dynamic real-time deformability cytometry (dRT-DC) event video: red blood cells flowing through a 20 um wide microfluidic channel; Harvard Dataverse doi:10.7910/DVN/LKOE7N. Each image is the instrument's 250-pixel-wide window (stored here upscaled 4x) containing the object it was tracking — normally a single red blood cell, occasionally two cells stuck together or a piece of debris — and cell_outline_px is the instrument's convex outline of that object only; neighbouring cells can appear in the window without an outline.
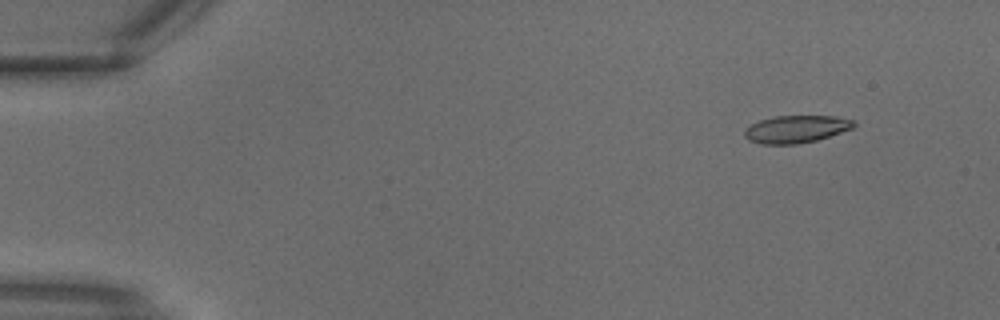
{"species": "common noctule bat (a hibernating species)", "species_latin": "Nyctalus noctula", "temperature_condition": "warm", "stored_images_in_passage": 30, "camera_frame_rate_fps": 3000, "um_per_image_px": 0.085, "animal": {"sex": "male", "body_mass_g": 18.8}, "frame": {"image": 1, "passage_image": 3, "time_ms": 0.667, "image_size_px": [1000, 320], "cell_outline_px": [[856, 124], [852, 128], [816, 140], [796, 144], [760, 144], [748, 140], [744, 136], [744, 132], [752, 124], [760, 120], [776, 116], [836, 116], [852, 120]], "centroid_in_image_um": [67.65, 10.97], "position_along_channel_um": 17.4, "area_um2": 17.22}}
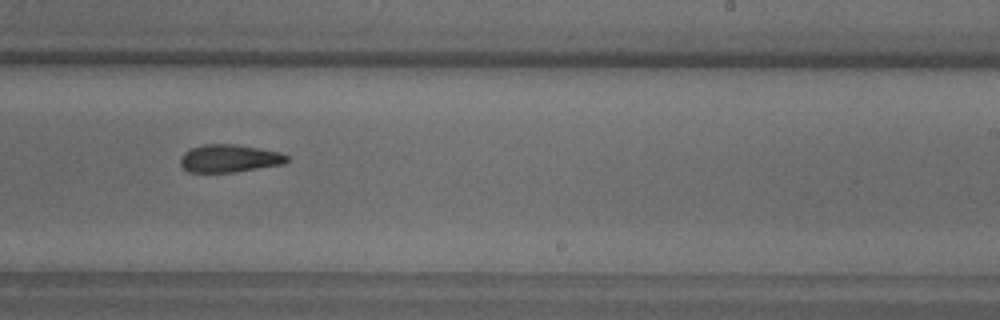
{"frame": {"image": 2, "passage_image": 19, "time_ms": 6.0, "image_size_px": [1000, 320], "cell_outline_px": [[288, 160], [284, 164], [236, 172], [188, 172], [180, 164], [180, 156], [184, 152], [192, 148], [204, 144], [232, 144], [260, 148], [280, 152], [288, 156]], "centroid_in_image_um": [19.49, 13.47], "position_along_channel_um": 269.5, "area_um2": 17.28}}
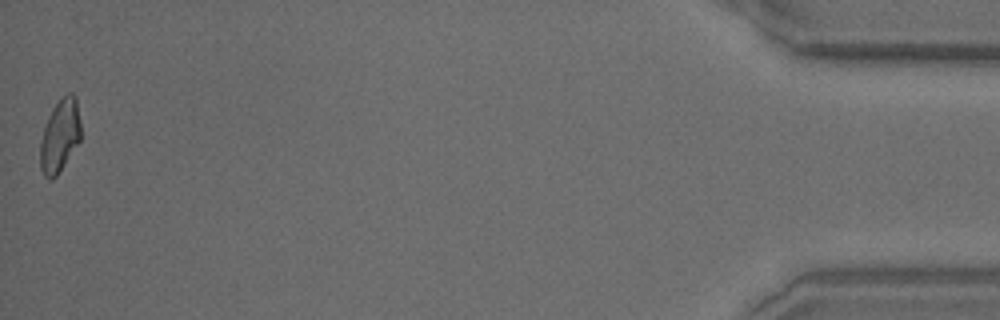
{"frame": {"image": 3, "passage_image": 30, "time_ms": 9.667, "image_size_px": [1000, 320], "cell_outline_px": [[80, 140], [56, 176], [52, 180], [48, 180], [44, 176], [40, 168], [40, 140], [48, 116], [52, 108], [68, 92], [72, 92], [76, 96], [80, 124]], "centroid_in_image_um": [5.07, 11.55], "position_along_channel_um": 430.1, "area_um2": 17.11}}